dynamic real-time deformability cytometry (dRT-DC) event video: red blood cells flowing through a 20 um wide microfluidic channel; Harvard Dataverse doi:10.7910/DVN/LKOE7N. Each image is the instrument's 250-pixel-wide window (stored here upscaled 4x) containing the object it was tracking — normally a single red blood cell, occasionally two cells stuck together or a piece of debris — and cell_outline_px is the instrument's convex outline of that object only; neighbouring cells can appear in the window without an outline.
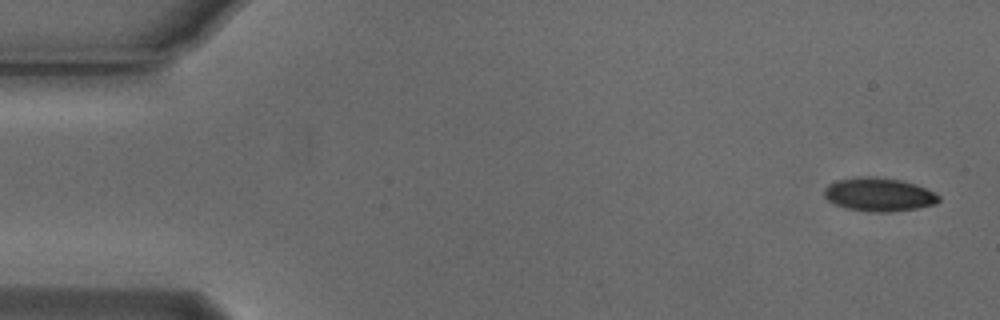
{"species": "Egyptian fruit bat (a non-hibernating species)", "species_latin": "Rousettus aegyptiacus", "temperature_condition": "cold", "stored_images_in_passage": 53, "camera_frame_rate_fps": 3000, "um_per_image_px": 0.085, "animal": {"sex": "male"}, "frame": {"image": 1, "passage_image": 1, "time_ms": 0.0, "image_size_px": [1000, 320], "cell_outline_px": [[940, 200], [936, 204], [916, 208], [892, 212], [872, 212], [848, 208], [832, 204], [824, 196], [824, 188], [828, 184], [836, 180], [856, 176], [876, 176], [900, 180], [916, 184], [940, 196]], "centroid_in_image_um": [74.67, 16.52], "position_along_channel_um": 10.3, "area_um2": 22.54}}
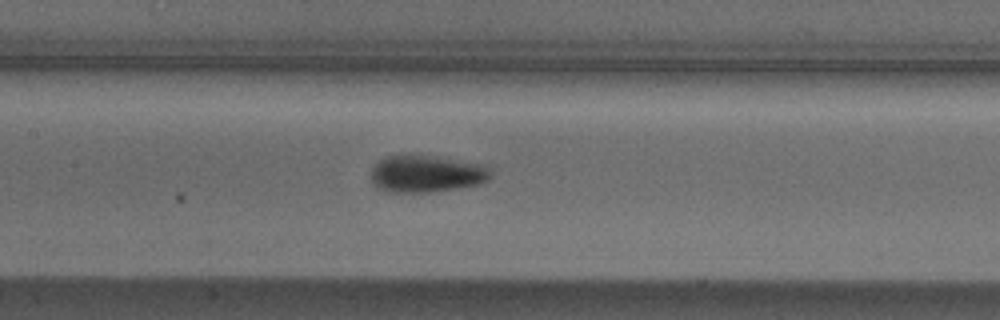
{"frame": {"image": 2, "passage_image": 24, "time_ms": 7.667, "image_size_px": [1000, 320], "cell_outline_px": [[492, 176], [488, 180], [476, 184], [460, 188], [432, 192], [384, 192], [376, 188], [372, 184], [368, 176], [372, 168], [384, 156], [400, 152], [440, 156], [488, 164]], "centroid_in_image_um": [36.2, 14.73], "position_along_channel_um": 171.2, "area_um2": 27.28}}
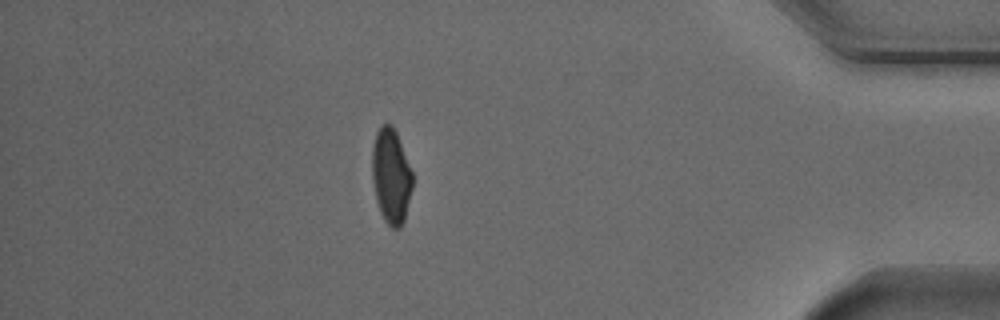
{"frame": {"image": 3, "passage_image": 46, "time_ms": 15.0, "image_size_px": [1000, 320], "cell_outline_px": [[412, 188], [404, 220], [400, 228], [392, 228], [384, 220], [380, 212], [376, 200], [372, 180], [372, 148], [376, 132], [384, 124], [392, 124], [396, 132], [412, 172]], "centroid_in_image_um": [33.23, 14.98], "position_along_channel_um": 402.0, "area_um2": 22.2}, "authors_computed_cell_mechanics": {"area_um2": 23.12, "velocity_mm_per_s": 3.7686, "shape_relaxation_time_tau1_ms": 2.9557, "shape_relaxation_time_tau2_ms": null, "deformation_change_tau1": 0.1178, "deformation_change_tau2": null}}